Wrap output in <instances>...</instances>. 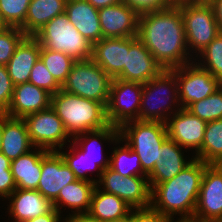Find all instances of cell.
<instances>
[{"mask_svg": "<svg viewBox=\"0 0 222 222\" xmlns=\"http://www.w3.org/2000/svg\"><path fill=\"white\" fill-rule=\"evenodd\" d=\"M137 38L165 70L191 63L178 4L139 15Z\"/></svg>", "mask_w": 222, "mask_h": 222, "instance_id": "cell-1", "label": "cell"}, {"mask_svg": "<svg viewBox=\"0 0 222 222\" xmlns=\"http://www.w3.org/2000/svg\"><path fill=\"white\" fill-rule=\"evenodd\" d=\"M208 165L194 158L175 177L157 184L151 190V207L172 220L176 214L180 219H193L202 176Z\"/></svg>", "mask_w": 222, "mask_h": 222, "instance_id": "cell-2", "label": "cell"}, {"mask_svg": "<svg viewBox=\"0 0 222 222\" xmlns=\"http://www.w3.org/2000/svg\"><path fill=\"white\" fill-rule=\"evenodd\" d=\"M51 108L62 120L70 137L99 130L109 125L106 107L102 103L85 99L62 89L52 94Z\"/></svg>", "mask_w": 222, "mask_h": 222, "instance_id": "cell-3", "label": "cell"}, {"mask_svg": "<svg viewBox=\"0 0 222 222\" xmlns=\"http://www.w3.org/2000/svg\"><path fill=\"white\" fill-rule=\"evenodd\" d=\"M119 129L121 141L138 154L143 172L148 176L158 162L159 149L168 138L166 123L132 120Z\"/></svg>", "mask_w": 222, "mask_h": 222, "instance_id": "cell-4", "label": "cell"}, {"mask_svg": "<svg viewBox=\"0 0 222 222\" xmlns=\"http://www.w3.org/2000/svg\"><path fill=\"white\" fill-rule=\"evenodd\" d=\"M34 37L39 44L49 50L63 52L75 61L92 58L91 44L69 21L66 13L60 14L46 23Z\"/></svg>", "mask_w": 222, "mask_h": 222, "instance_id": "cell-5", "label": "cell"}, {"mask_svg": "<svg viewBox=\"0 0 222 222\" xmlns=\"http://www.w3.org/2000/svg\"><path fill=\"white\" fill-rule=\"evenodd\" d=\"M112 78L92 59L76 61L61 89L105 107L109 101Z\"/></svg>", "mask_w": 222, "mask_h": 222, "instance_id": "cell-6", "label": "cell"}, {"mask_svg": "<svg viewBox=\"0 0 222 222\" xmlns=\"http://www.w3.org/2000/svg\"><path fill=\"white\" fill-rule=\"evenodd\" d=\"M169 91H171L170 93H172L173 96L169 93ZM159 95L162 97L163 101L159 99ZM155 99L158 101L161 100L160 103H158ZM165 99H167L166 101H169L168 99H171V102L168 103L164 101ZM171 103H173V105L177 104L178 107L180 106V104H178V82L175 73L172 70L164 69L158 76L143 84V93L140 103V114L138 120L160 121L166 123L169 119V114H166L165 112L168 111V113H170L169 111L172 110Z\"/></svg>", "mask_w": 222, "mask_h": 222, "instance_id": "cell-7", "label": "cell"}, {"mask_svg": "<svg viewBox=\"0 0 222 222\" xmlns=\"http://www.w3.org/2000/svg\"><path fill=\"white\" fill-rule=\"evenodd\" d=\"M143 84L114 78L111 83L106 117L110 125L121 127L138 120Z\"/></svg>", "mask_w": 222, "mask_h": 222, "instance_id": "cell-8", "label": "cell"}, {"mask_svg": "<svg viewBox=\"0 0 222 222\" xmlns=\"http://www.w3.org/2000/svg\"><path fill=\"white\" fill-rule=\"evenodd\" d=\"M188 48L200 53L221 31L212 6L178 3ZM196 49V50H195Z\"/></svg>", "mask_w": 222, "mask_h": 222, "instance_id": "cell-9", "label": "cell"}, {"mask_svg": "<svg viewBox=\"0 0 222 222\" xmlns=\"http://www.w3.org/2000/svg\"><path fill=\"white\" fill-rule=\"evenodd\" d=\"M184 64L171 69L178 82V95L181 108L207 98L217 91L222 83L197 62Z\"/></svg>", "mask_w": 222, "mask_h": 222, "instance_id": "cell-10", "label": "cell"}, {"mask_svg": "<svg viewBox=\"0 0 222 222\" xmlns=\"http://www.w3.org/2000/svg\"><path fill=\"white\" fill-rule=\"evenodd\" d=\"M101 185L104 188L102 191L118 196L133 209L151 207V188L147 176L123 177L108 167L97 179V186Z\"/></svg>", "mask_w": 222, "mask_h": 222, "instance_id": "cell-11", "label": "cell"}, {"mask_svg": "<svg viewBox=\"0 0 222 222\" xmlns=\"http://www.w3.org/2000/svg\"><path fill=\"white\" fill-rule=\"evenodd\" d=\"M23 120L35 148L57 151L63 149L67 138L70 137L63 126L62 120L51 107L29 114Z\"/></svg>", "mask_w": 222, "mask_h": 222, "instance_id": "cell-12", "label": "cell"}, {"mask_svg": "<svg viewBox=\"0 0 222 222\" xmlns=\"http://www.w3.org/2000/svg\"><path fill=\"white\" fill-rule=\"evenodd\" d=\"M163 70L137 36L126 37V68L117 79L145 84Z\"/></svg>", "mask_w": 222, "mask_h": 222, "instance_id": "cell-13", "label": "cell"}, {"mask_svg": "<svg viewBox=\"0 0 222 222\" xmlns=\"http://www.w3.org/2000/svg\"><path fill=\"white\" fill-rule=\"evenodd\" d=\"M193 219L222 222V174L210 164L205 168Z\"/></svg>", "mask_w": 222, "mask_h": 222, "instance_id": "cell-14", "label": "cell"}, {"mask_svg": "<svg viewBox=\"0 0 222 222\" xmlns=\"http://www.w3.org/2000/svg\"><path fill=\"white\" fill-rule=\"evenodd\" d=\"M77 180L73 171L66 165L57 151H48L41 159V177L37 187L52 203L58 198L60 190Z\"/></svg>", "mask_w": 222, "mask_h": 222, "instance_id": "cell-15", "label": "cell"}, {"mask_svg": "<svg viewBox=\"0 0 222 222\" xmlns=\"http://www.w3.org/2000/svg\"><path fill=\"white\" fill-rule=\"evenodd\" d=\"M166 122L168 137L181 147L197 152L204 139L207 122L193 115L186 108L179 107ZM171 119V120H170Z\"/></svg>", "mask_w": 222, "mask_h": 222, "instance_id": "cell-16", "label": "cell"}, {"mask_svg": "<svg viewBox=\"0 0 222 222\" xmlns=\"http://www.w3.org/2000/svg\"><path fill=\"white\" fill-rule=\"evenodd\" d=\"M103 38L137 36L139 14L125 2L98 9Z\"/></svg>", "mask_w": 222, "mask_h": 222, "instance_id": "cell-17", "label": "cell"}, {"mask_svg": "<svg viewBox=\"0 0 222 222\" xmlns=\"http://www.w3.org/2000/svg\"><path fill=\"white\" fill-rule=\"evenodd\" d=\"M51 96L47 90L30 82L15 85L11 103L3 114L23 119L29 114L50 108Z\"/></svg>", "mask_w": 222, "mask_h": 222, "instance_id": "cell-18", "label": "cell"}, {"mask_svg": "<svg viewBox=\"0 0 222 222\" xmlns=\"http://www.w3.org/2000/svg\"><path fill=\"white\" fill-rule=\"evenodd\" d=\"M182 147L171 138H167L159 149L158 162L152 172L147 176L151 190L159 183H163L175 177L194 158L184 159Z\"/></svg>", "mask_w": 222, "mask_h": 222, "instance_id": "cell-19", "label": "cell"}, {"mask_svg": "<svg viewBox=\"0 0 222 222\" xmlns=\"http://www.w3.org/2000/svg\"><path fill=\"white\" fill-rule=\"evenodd\" d=\"M112 79L126 68V37L102 38L93 44L92 58Z\"/></svg>", "mask_w": 222, "mask_h": 222, "instance_id": "cell-20", "label": "cell"}, {"mask_svg": "<svg viewBox=\"0 0 222 222\" xmlns=\"http://www.w3.org/2000/svg\"><path fill=\"white\" fill-rule=\"evenodd\" d=\"M2 142L0 151L10 160H15L35 147L21 118H12L1 114Z\"/></svg>", "mask_w": 222, "mask_h": 222, "instance_id": "cell-21", "label": "cell"}, {"mask_svg": "<svg viewBox=\"0 0 222 222\" xmlns=\"http://www.w3.org/2000/svg\"><path fill=\"white\" fill-rule=\"evenodd\" d=\"M41 45L34 36H25L17 45L13 56L6 64L14 85L29 82L34 64L40 58Z\"/></svg>", "mask_w": 222, "mask_h": 222, "instance_id": "cell-22", "label": "cell"}, {"mask_svg": "<svg viewBox=\"0 0 222 222\" xmlns=\"http://www.w3.org/2000/svg\"><path fill=\"white\" fill-rule=\"evenodd\" d=\"M11 200L9 214L15 218V222H24L49 213L53 203L46 199L37 190L15 189L8 197Z\"/></svg>", "mask_w": 222, "mask_h": 222, "instance_id": "cell-23", "label": "cell"}, {"mask_svg": "<svg viewBox=\"0 0 222 222\" xmlns=\"http://www.w3.org/2000/svg\"><path fill=\"white\" fill-rule=\"evenodd\" d=\"M65 13L69 21L91 44L103 38L98 9L86 0H67Z\"/></svg>", "mask_w": 222, "mask_h": 222, "instance_id": "cell-24", "label": "cell"}, {"mask_svg": "<svg viewBox=\"0 0 222 222\" xmlns=\"http://www.w3.org/2000/svg\"><path fill=\"white\" fill-rule=\"evenodd\" d=\"M48 151H29L11 161V173L18 189L37 190L41 177V159Z\"/></svg>", "mask_w": 222, "mask_h": 222, "instance_id": "cell-25", "label": "cell"}, {"mask_svg": "<svg viewBox=\"0 0 222 222\" xmlns=\"http://www.w3.org/2000/svg\"><path fill=\"white\" fill-rule=\"evenodd\" d=\"M67 0H31L25 23L20 27L26 36H34L54 17L65 13Z\"/></svg>", "mask_w": 222, "mask_h": 222, "instance_id": "cell-26", "label": "cell"}, {"mask_svg": "<svg viewBox=\"0 0 222 222\" xmlns=\"http://www.w3.org/2000/svg\"><path fill=\"white\" fill-rule=\"evenodd\" d=\"M96 186L97 184L94 182L77 179L60 190L53 206L59 213H61L60 208L63 205L68 206V209H75V212L71 211L73 213H88Z\"/></svg>", "mask_w": 222, "mask_h": 222, "instance_id": "cell-27", "label": "cell"}, {"mask_svg": "<svg viewBox=\"0 0 222 222\" xmlns=\"http://www.w3.org/2000/svg\"><path fill=\"white\" fill-rule=\"evenodd\" d=\"M102 187L96 186L88 213L100 220L107 222L127 216L133 209L124 200L114 194L101 191Z\"/></svg>", "mask_w": 222, "mask_h": 222, "instance_id": "cell-28", "label": "cell"}, {"mask_svg": "<svg viewBox=\"0 0 222 222\" xmlns=\"http://www.w3.org/2000/svg\"><path fill=\"white\" fill-rule=\"evenodd\" d=\"M88 135H90V136L88 137ZM102 140L103 141L107 140L108 142L109 141H111V142L114 141L116 144H117V142L119 144L120 141H121L119 127H116V126H113V125L109 124L108 126L102 128V129H99V130H93V131H90V132H84V133L78 134V135L74 136L72 142H74L77 145L81 141L80 144H79L81 146H79V147H81L80 149L83 151V156H86L91 161L95 162L102 169V171H104L106 168L109 167V160L110 159L109 158L108 159H102V157L99 158L97 156L94 157V154H93V152L95 150L94 148L96 146L97 147L102 146V144L100 145V143H101L100 141H102ZM98 141H99V143H98ZM97 147H96V149H97ZM90 149L91 150L94 149V150L91 151ZM100 149H102V147H100ZM100 151H102V150H100ZM92 154H93V156H92ZM95 154H97V153H95ZM97 158H99V159H97Z\"/></svg>", "mask_w": 222, "mask_h": 222, "instance_id": "cell-29", "label": "cell"}, {"mask_svg": "<svg viewBox=\"0 0 222 222\" xmlns=\"http://www.w3.org/2000/svg\"><path fill=\"white\" fill-rule=\"evenodd\" d=\"M222 155V119L207 122L201 148L195 159L211 164Z\"/></svg>", "mask_w": 222, "mask_h": 222, "instance_id": "cell-30", "label": "cell"}, {"mask_svg": "<svg viewBox=\"0 0 222 222\" xmlns=\"http://www.w3.org/2000/svg\"><path fill=\"white\" fill-rule=\"evenodd\" d=\"M109 168L113 169L123 177L147 176L143 172L140 157L126 143L123 147L119 146V148H114L109 160Z\"/></svg>", "mask_w": 222, "mask_h": 222, "instance_id": "cell-31", "label": "cell"}, {"mask_svg": "<svg viewBox=\"0 0 222 222\" xmlns=\"http://www.w3.org/2000/svg\"><path fill=\"white\" fill-rule=\"evenodd\" d=\"M40 59L51 73L55 81L62 87L76 62L63 52L49 50L41 46Z\"/></svg>", "mask_w": 222, "mask_h": 222, "instance_id": "cell-32", "label": "cell"}, {"mask_svg": "<svg viewBox=\"0 0 222 222\" xmlns=\"http://www.w3.org/2000/svg\"><path fill=\"white\" fill-rule=\"evenodd\" d=\"M72 147L70 149L69 153L61 152L60 150H57V152L61 155L66 165L73 171L75 177L80 180H86L89 182H94L97 184V180L88 178L85 174L88 169H97L98 171V178H101L102 175V169L93 161H91L88 157L83 156V151L79 150L78 146L73 142ZM75 145V147H74ZM77 147V148H76ZM76 148V149H75ZM76 153V154H75ZM89 161V162H88ZM89 163V164H88ZM87 165V167H86ZM92 168V169H91Z\"/></svg>", "mask_w": 222, "mask_h": 222, "instance_id": "cell-33", "label": "cell"}, {"mask_svg": "<svg viewBox=\"0 0 222 222\" xmlns=\"http://www.w3.org/2000/svg\"><path fill=\"white\" fill-rule=\"evenodd\" d=\"M186 109L205 122L222 119V86L207 98L190 104Z\"/></svg>", "mask_w": 222, "mask_h": 222, "instance_id": "cell-34", "label": "cell"}, {"mask_svg": "<svg viewBox=\"0 0 222 222\" xmlns=\"http://www.w3.org/2000/svg\"><path fill=\"white\" fill-rule=\"evenodd\" d=\"M202 63H197L209 71L222 83V32H220L200 53ZM205 63V64H204Z\"/></svg>", "mask_w": 222, "mask_h": 222, "instance_id": "cell-35", "label": "cell"}, {"mask_svg": "<svg viewBox=\"0 0 222 222\" xmlns=\"http://www.w3.org/2000/svg\"><path fill=\"white\" fill-rule=\"evenodd\" d=\"M31 0H0V14L8 27H21L25 23Z\"/></svg>", "mask_w": 222, "mask_h": 222, "instance_id": "cell-36", "label": "cell"}, {"mask_svg": "<svg viewBox=\"0 0 222 222\" xmlns=\"http://www.w3.org/2000/svg\"><path fill=\"white\" fill-rule=\"evenodd\" d=\"M25 36L19 27H7L0 31V65L6 66L17 45Z\"/></svg>", "mask_w": 222, "mask_h": 222, "instance_id": "cell-37", "label": "cell"}, {"mask_svg": "<svg viewBox=\"0 0 222 222\" xmlns=\"http://www.w3.org/2000/svg\"><path fill=\"white\" fill-rule=\"evenodd\" d=\"M29 82L51 94H55L61 89L40 58L31 70Z\"/></svg>", "mask_w": 222, "mask_h": 222, "instance_id": "cell-38", "label": "cell"}, {"mask_svg": "<svg viewBox=\"0 0 222 222\" xmlns=\"http://www.w3.org/2000/svg\"><path fill=\"white\" fill-rule=\"evenodd\" d=\"M14 86L7 67L0 65V114H3L8 109L12 100Z\"/></svg>", "mask_w": 222, "mask_h": 222, "instance_id": "cell-39", "label": "cell"}, {"mask_svg": "<svg viewBox=\"0 0 222 222\" xmlns=\"http://www.w3.org/2000/svg\"><path fill=\"white\" fill-rule=\"evenodd\" d=\"M139 15L155 10H162L171 5L168 0H123Z\"/></svg>", "mask_w": 222, "mask_h": 222, "instance_id": "cell-40", "label": "cell"}, {"mask_svg": "<svg viewBox=\"0 0 222 222\" xmlns=\"http://www.w3.org/2000/svg\"><path fill=\"white\" fill-rule=\"evenodd\" d=\"M169 220L152 207L132 209L130 212V222H169Z\"/></svg>", "mask_w": 222, "mask_h": 222, "instance_id": "cell-41", "label": "cell"}, {"mask_svg": "<svg viewBox=\"0 0 222 222\" xmlns=\"http://www.w3.org/2000/svg\"><path fill=\"white\" fill-rule=\"evenodd\" d=\"M17 189L11 170L0 171V197L8 198Z\"/></svg>", "mask_w": 222, "mask_h": 222, "instance_id": "cell-42", "label": "cell"}, {"mask_svg": "<svg viewBox=\"0 0 222 222\" xmlns=\"http://www.w3.org/2000/svg\"><path fill=\"white\" fill-rule=\"evenodd\" d=\"M60 216V213L55 208H53L49 213L26 220L24 222H61Z\"/></svg>", "mask_w": 222, "mask_h": 222, "instance_id": "cell-43", "label": "cell"}, {"mask_svg": "<svg viewBox=\"0 0 222 222\" xmlns=\"http://www.w3.org/2000/svg\"><path fill=\"white\" fill-rule=\"evenodd\" d=\"M67 218H65L63 222H101L95 217H92L89 213H74L72 215L69 214Z\"/></svg>", "mask_w": 222, "mask_h": 222, "instance_id": "cell-44", "label": "cell"}, {"mask_svg": "<svg viewBox=\"0 0 222 222\" xmlns=\"http://www.w3.org/2000/svg\"><path fill=\"white\" fill-rule=\"evenodd\" d=\"M88 1L94 8L100 9L107 6L116 5L123 0H86Z\"/></svg>", "mask_w": 222, "mask_h": 222, "instance_id": "cell-45", "label": "cell"}, {"mask_svg": "<svg viewBox=\"0 0 222 222\" xmlns=\"http://www.w3.org/2000/svg\"><path fill=\"white\" fill-rule=\"evenodd\" d=\"M212 7L214 10L216 21L218 23L220 31L222 32V0H215L212 4Z\"/></svg>", "mask_w": 222, "mask_h": 222, "instance_id": "cell-46", "label": "cell"}, {"mask_svg": "<svg viewBox=\"0 0 222 222\" xmlns=\"http://www.w3.org/2000/svg\"><path fill=\"white\" fill-rule=\"evenodd\" d=\"M215 0H182V3L189 5L212 6Z\"/></svg>", "mask_w": 222, "mask_h": 222, "instance_id": "cell-47", "label": "cell"}, {"mask_svg": "<svg viewBox=\"0 0 222 222\" xmlns=\"http://www.w3.org/2000/svg\"><path fill=\"white\" fill-rule=\"evenodd\" d=\"M11 161L0 151V171L11 170Z\"/></svg>", "mask_w": 222, "mask_h": 222, "instance_id": "cell-48", "label": "cell"}, {"mask_svg": "<svg viewBox=\"0 0 222 222\" xmlns=\"http://www.w3.org/2000/svg\"><path fill=\"white\" fill-rule=\"evenodd\" d=\"M210 165L215 168L220 174H222V155L214 160Z\"/></svg>", "mask_w": 222, "mask_h": 222, "instance_id": "cell-49", "label": "cell"}, {"mask_svg": "<svg viewBox=\"0 0 222 222\" xmlns=\"http://www.w3.org/2000/svg\"><path fill=\"white\" fill-rule=\"evenodd\" d=\"M107 222H130V213L127 216H124L122 218L114 219V220L107 221Z\"/></svg>", "mask_w": 222, "mask_h": 222, "instance_id": "cell-50", "label": "cell"}, {"mask_svg": "<svg viewBox=\"0 0 222 222\" xmlns=\"http://www.w3.org/2000/svg\"><path fill=\"white\" fill-rule=\"evenodd\" d=\"M169 222H173L172 219H170ZM176 222H199V221H197L195 219H180V218H178V220Z\"/></svg>", "mask_w": 222, "mask_h": 222, "instance_id": "cell-51", "label": "cell"}, {"mask_svg": "<svg viewBox=\"0 0 222 222\" xmlns=\"http://www.w3.org/2000/svg\"><path fill=\"white\" fill-rule=\"evenodd\" d=\"M8 26L6 25V23L3 21L1 14H0V31H3L4 29H6Z\"/></svg>", "mask_w": 222, "mask_h": 222, "instance_id": "cell-52", "label": "cell"}, {"mask_svg": "<svg viewBox=\"0 0 222 222\" xmlns=\"http://www.w3.org/2000/svg\"><path fill=\"white\" fill-rule=\"evenodd\" d=\"M171 4L182 3V0H168Z\"/></svg>", "mask_w": 222, "mask_h": 222, "instance_id": "cell-53", "label": "cell"}, {"mask_svg": "<svg viewBox=\"0 0 222 222\" xmlns=\"http://www.w3.org/2000/svg\"><path fill=\"white\" fill-rule=\"evenodd\" d=\"M2 142V131H1V114H0V147Z\"/></svg>", "mask_w": 222, "mask_h": 222, "instance_id": "cell-54", "label": "cell"}]
</instances>
